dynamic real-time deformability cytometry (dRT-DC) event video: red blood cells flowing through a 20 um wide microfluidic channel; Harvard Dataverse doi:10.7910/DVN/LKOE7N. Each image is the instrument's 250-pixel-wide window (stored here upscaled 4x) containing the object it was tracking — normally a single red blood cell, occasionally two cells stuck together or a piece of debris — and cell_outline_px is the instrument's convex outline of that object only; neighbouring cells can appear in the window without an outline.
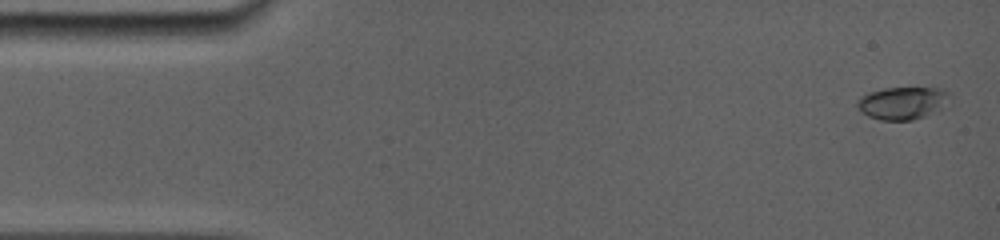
{"species": "common noctule bat (a hibernating species)", "species_latin": "Nyctalus noctula", "temperature_condition": "room temperature", "stored_images_in_passage": 47, "camera_frame_rate_fps": 5000, "um_per_image_px": 0.085, "animal": {"sex": "female", "body_mass_g": 19.0, "forearm_length_mm": 56.7}, "frame": {"image": 1, "passage_image": 1, "time_ms": 0.0, "image_size_px": [1000, 240], "cell_outline_px": [[952, 104], [924, 116], [912, 120], [880, 120], [868, 116], [860, 112], [856, 104], [860, 96], [868, 92], [884, 88], [944, 88], [948, 92]], "centroid_in_image_um": [76.74, 8.75], "position_along_channel_um": 8.3, "area_um2": 17.86}}
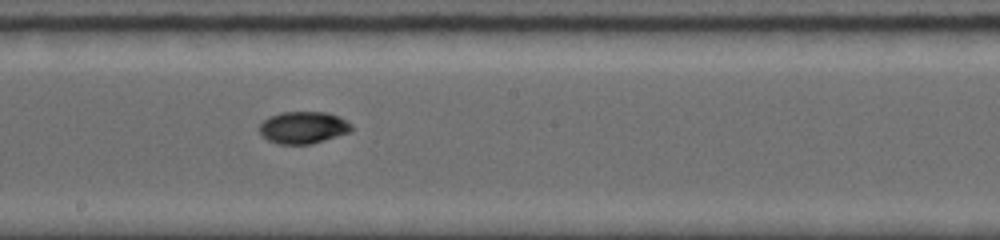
{"frame": {"image": 2, "passage_image": 24, "time_ms": 8.6, "image_size_px": [1000, 240], "cell_outline_px": [[356, 128], [352, 132], [312, 144], [276, 144], [268, 140], [260, 132], [260, 124], [268, 116], [280, 112], [328, 112], [340, 116], [352, 124]], "centroid_in_image_um": [25.84, 10.83], "position_along_channel_um": 222.4, "area_um2": 17.57}}
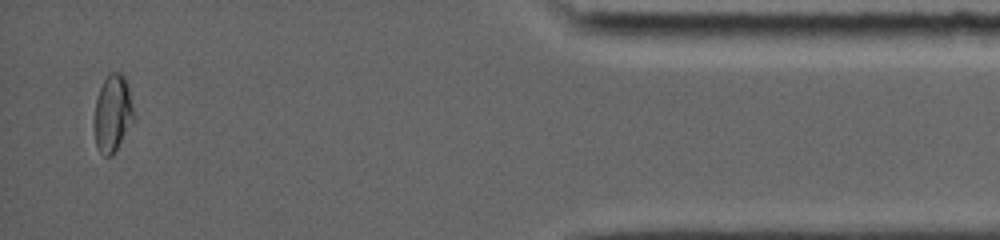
{"frame": {"image": 3, "passage_image": 45, "time_ms": 15.2, "image_size_px": [1000, 240], "cell_outline_px": [[132, 120], [112, 156], [104, 156], [100, 152], [96, 144], [92, 124], [92, 120], [96, 100], [100, 88], [104, 80], [112, 72], [120, 72], [124, 76], [128, 84], [132, 104]], "centroid_in_image_um": [9.52, 9.63], "position_along_channel_um": 425.7, "area_um2": 17.51}, "authors_computed_cell_mechanics": {"area_um2": 17.1666, "velocity_mm_per_s": 3.8701, "shape_relaxation_time_tau1_ms": 3.5715, "shape_relaxation_time_tau2_ms": null, "deformation_change_tau1": 0.1323, "deformation_change_tau2": null}}